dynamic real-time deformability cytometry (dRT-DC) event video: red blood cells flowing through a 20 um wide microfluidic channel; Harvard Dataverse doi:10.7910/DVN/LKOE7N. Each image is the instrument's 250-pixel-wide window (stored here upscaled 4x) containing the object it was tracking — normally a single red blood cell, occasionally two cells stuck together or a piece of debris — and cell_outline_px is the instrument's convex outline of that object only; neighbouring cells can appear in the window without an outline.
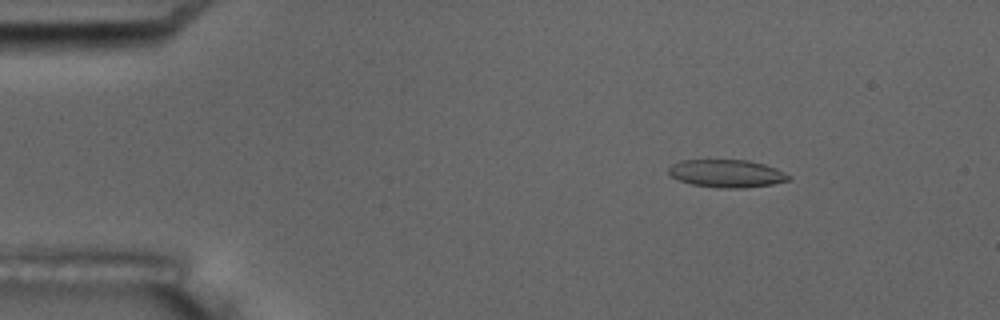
{"species": "common noctule bat (a hibernating species)", "species_latin": "Nyctalus noctula", "temperature_condition": "room temperature", "stored_images_in_passage": 8, "camera_frame_rate_fps": 3000, "um_per_image_px": 0.085, "animal": {"sex": "male", "body_mass_g": 17.5, "forearm_length_mm": 52.3}, "frame": {"image": 1, "passage_image": 2, "time_ms": 1.333, "image_size_px": [1000, 320], "cell_outline_px": [[792, 176], [788, 180], [772, 184], [744, 188], [716, 188], [692, 184], [680, 180], [672, 176], [668, 172], [668, 168], [672, 164], [680, 160], [748, 160], [764, 164]], "centroid_in_image_um": [61.75, 14.75], "position_along_channel_um": 23.3, "area_um2": 19.31}}
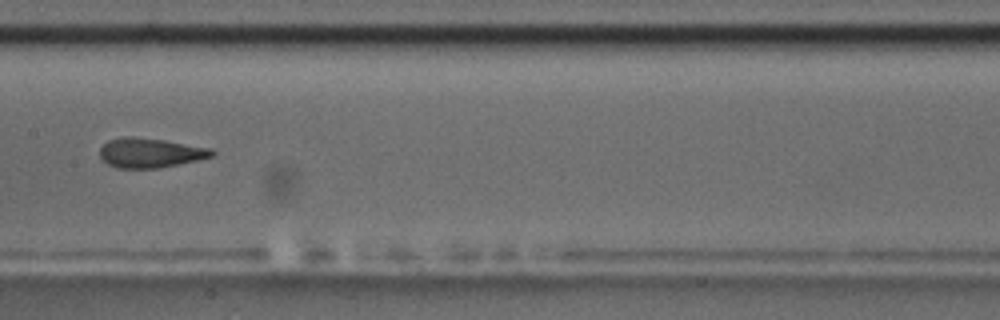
{"frame": {"image": 2, "passage_image": 8, "time_ms": 8.333, "image_size_px": [1000, 320], "cell_outline_px": [[216, 152], [212, 156], [200, 160], [160, 168], [116, 168], [108, 164], [100, 156], [100, 148], [108, 140], [124, 136], [132, 136], [164, 140], [212, 148]], "centroid_in_image_um": [12.79, 12.99], "position_along_channel_um": 194.6, "area_um2": 19.48}}